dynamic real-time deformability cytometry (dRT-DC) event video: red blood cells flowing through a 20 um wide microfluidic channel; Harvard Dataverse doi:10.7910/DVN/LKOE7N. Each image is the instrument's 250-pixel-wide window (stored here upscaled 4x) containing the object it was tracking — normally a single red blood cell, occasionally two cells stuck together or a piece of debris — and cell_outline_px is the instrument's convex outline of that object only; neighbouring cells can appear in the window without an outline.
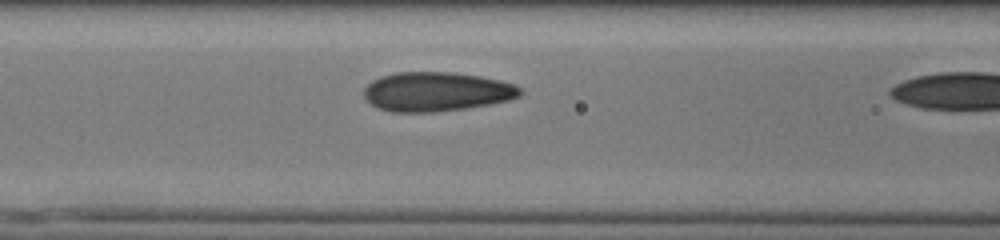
{"species": "human", "species_latin": "Homo sapiens", "temperature_condition": "cold", "stored_images_in_passage": 11, "camera_frame_rate_fps": 3000, "um_per_image_px": 0.085, "donor": {"sex": "male"}, "frame": {"image": 1, "passage_image": 10, "time_ms": 3.0, "image_size_px": [1000, 240], "cell_outline_px": [[524, 92], [520, 96], [508, 100], [488, 104], [464, 108], [432, 112], [392, 112], [376, 108], [364, 96], [364, 88], [372, 80], [380, 76], [396, 72], [452, 72], [480, 76], [500, 80], [512, 84], [520, 88]], "centroid_in_image_um": [37.08, 7.78], "position_along_channel_um": 129.5, "area_um2": 35.72}}